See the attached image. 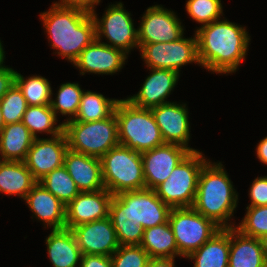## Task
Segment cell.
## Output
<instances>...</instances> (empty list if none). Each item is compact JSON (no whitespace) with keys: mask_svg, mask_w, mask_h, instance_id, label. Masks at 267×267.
<instances>
[{"mask_svg":"<svg viewBox=\"0 0 267 267\" xmlns=\"http://www.w3.org/2000/svg\"><path fill=\"white\" fill-rule=\"evenodd\" d=\"M229 250L230 228H221L186 258L194 260L193 267H228Z\"/></svg>","mask_w":267,"mask_h":267,"instance_id":"24","label":"cell"},{"mask_svg":"<svg viewBox=\"0 0 267 267\" xmlns=\"http://www.w3.org/2000/svg\"><path fill=\"white\" fill-rule=\"evenodd\" d=\"M39 182L65 206L80 193L64 166L52 170Z\"/></svg>","mask_w":267,"mask_h":267,"instance_id":"31","label":"cell"},{"mask_svg":"<svg viewBox=\"0 0 267 267\" xmlns=\"http://www.w3.org/2000/svg\"><path fill=\"white\" fill-rule=\"evenodd\" d=\"M168 222L176 240L178 256L184 258L221 229L193 207L171 208Z\"/></svg>","mask_w":267,"mask_h":267,"instance_id":"9","label":"cell"},{"mask_svg":"<svg viewBox=\"0 0 267 267\" xmlns=\"http://www.w3.org/2000/svg\"><path fill=\"white\" fill-rule=\"evenodd\" d=\"M228 267H267L260 239L230 228Z\"/></svg>","mask_w":267,"mask_h":267,"instance_id":"22","label":"cell"},{"mask_svg":"<svg viewBox=\"0 0 267 267\" xmlns=\"http://www.w3.org/2000/svg\"><path fill=\"white\" fill-rule=\"evenodd\" d=\"M171 208L153 189L113 195L109 217L120 245H140L144 229L168 222Z\"/></svg>","mask_w":267,"mask_h":267,"instance_id":"1","label":"cell"},{"mask_svg":"<svg viewBox=\"0 0 267 267\" xmlns=\"http://www.w3.org/2000/svg\"><path fill=\"white\" fill-rule=\"evenodd\" d=\"M123 6L121 2L109 5L100 20L95 9L91 15L95 21L96 39L107 38L106 45L120 49L128 55L132 48H139L138 31L134 28L131 13Z\"/></svg>","mask_w":267,"mask_h":267,"instance_id":"11","label":"cell"},{"mask_svg":"<svg viewBox=\"0 0 267 267\" xmlns=\"http://www.w3.org/2000/svg\"><path fill=\"white\" fill-rule=\"evenodd\" d=\"M35 137L22 121L7 124L0 132V155L3 161H24Z\"/></svg>","mask_w":267,"mask_h":267,"instance_id":"25","label":"cell"},{"mask_svg":"<svg viewBox=\"0 0 267 267\" xmlns=\"http://www.w3.org/2000/svg\"><path fill=\"white\" fill-rule=\"evenodd\" d=\"M114 112L121 145L142 153L165 143L151 109L137 107L127 99H120Z\"/></svg>","mask_w":267,"mask_h":267,"instance_id":"5","label":"cell"},{"mask_svg":"<svg viewBox=\"0 0 267 267\" xmlns=\"http://www.w3.org/2000/svg\"><path fill=\"white\" fill-rule=\"evenodd\" d=\"M260 241H261V244H262V249H263L265 258H266V260H267V234L263 235V236L260 238Z\"/></svg>","mask_w":267,"mask_h":267,"instance_id":"43","label":"cell"},{"mask_svg":"<svg viewBox=\"0 0 267 267\" xmlns=\"http://www.w3.org/2000/svg\"><path fill=\"white\" fill-rule=\"evenodd\" d=\"M179 73L168 69L151 68V73L145 79L139 92L128 97L133 105L152 109L163 103H168L167 97L176 86Z\"/></svg>","mask_w":267,"mask_h":267,"instance_id":"19","label":"cell"},{"mask_svg":"<svg viewBox=\"0 0 267 267\" xmlns=\"http://www.w3.org/2000/svg\"><path fill=\"white\" fill-rule=\"evenodd\" d=\"M3 162V160H2V157H1V155H0V164Z\"/></svg>","mask_w":267,"mask_h":267,"instance_id":"46","label":"cell"},{"mask_svg":"<svg viewBox=\"0 0 267 267\" xmlns=\"http://www.w3.org/2000/svg\"><path fill=\"white\" fill-rule=\"evenodd\" d=\"M82 93L83 90L80 88L78 83L67 82L61 84L59 90L57 91L55 100H51L50 105L56 116H58L57 113H61L65 116L68 115V117L70 116L62 122L63 124L74 120L76 117Z\"/></svg>","mask_w":267,"mask_h":267,"instance_id":"32","label":"cell"},{"mask_svg":"<svg viewBox=\"0 0 267 267\" xmlns=\"http://www.w3.org/2000/svg\"><path fill=\"white\" fill-rule=\"evenodd\" d=\"M221 162L207 161L199 174L193 208L220 228H234L228 223L237 207L238 195Z\"/></svg>","mask_w":267,"mask_h":267,"instance_id":"4","label":"cell"},{"mask_svg":"<svg viewBox=\"0 0 267 267\" xmlns=\"http://www.w3.org/2000/svg\"><path fill=\"white\" fill-rule=\"evenodd\" d=\"M57 116L51 105L28 106L24 112L22 122L29 129L31 134L37 137V133L45 132L51 137L63 133V123L57 124Z\"/></svg>","mask_w":267,"mask_h":267,"instance_id":"29","label":"cell"},{"mask_svg":"<svg viewBox=\"0 0 267 267\" xmlns=\"http://www.w3.org/2000/svg\"><path fill=\"white\" fill-rule=\"evenodd\" d=\"M184 26L174 11L161 5L147 8L142 16L138 31L139 43H164L180 39Z\"/></svg>","mask_w":267,"mask_h":267,"instance_id":"12","label":"cell"},{"mask_svg":"<svg viewBox=\"0 0 267 267\" xmlns=\"http://www.w3.org/2000/svg\"><path fill=\"white\" fill-rule=\"evenodd\" d=\"M63 125L68 149L72 151L100 159L120 144L115 112L107 119L92 122L68 121Z\"/></svg>","mask_w":267,"mask_h":267,"instance_id":"7","label":"cell"},{"mask_svg":"<svg viewBox=\"0 0 267 267\" xmlns=\"http://www.w3.org/2000/svg\"><path fill=\"white\" fill-rule=\"evenodd\" d=\"M208 160L202 152H190L154 190L170 208L192 207L195 201L198 177Z\"/></svg>","mask_w":267,"mask_h":267,"instance_id":"8","label":"cell"},{"mask_svg":"<svg viewBox=\"0 0 267 267\" xmlns=\"http://www.w3.org/2000/svg\"><path fill=\"white\" fill-rule=\"evenodd\" d=\"M246 209V215L235 228L246 236L260 239L267 234V206L246 207Z\"/></svg>","mask_w":267,"mask_h":267,"instance_id":"35","label":"cell"},{"mask_svg":"<svg viewBox=\"0 0 267 267\" xmlns=\"http://www.w3.org/2000/svg\"><path fill=\"white\" fill-rule=\"evenodd\" d=\"M45 241L53 267L79 266L82 253L70 229L52 230Z\"/></svg>","mask_w":267,"mask_h":267,"instance_id":"23","label":"cell"},{"mask_svg":"<svg viewBox=\"0 0 267 267\" xmlns=\"http://www.w3.org/2000/svg\"><path fill=\"white\" fill-rule=\"evenodd\" d=\"M219 20L195 31L199 63L214 73H234L245 60L251 39L245 27Z\"/></svg>","mask_w":267,"mask_h":267,"instance_id":"2","label":"cell"},{"mask_svg":"<svg viewBox=\"0 0 267 267\" xmlns=\"http://www.w3.org/2000/svg\"><path fill=\"white\" fill-rule=\"evenodd\" d=\"M189 153L185 147L169 143L142 152L146 188L154 190L163 183Z\"/></svg>","mask_w":267,"mask_h":267,"instance_id":"14","label":"cell"},{"mask_svg":"<svg viewBox=\"0 0 267 267\" xmlns=\"http://www.w3.org/2000/svg\"><path fill=\"white\" fill-rule=\"evenodd\" d=\"M140 246L150 258H172L178 256V248L169 222L144 229Z\"/></svg>","mask_w":267,"mask_h":267,"instance_id":"27","label":"cell"},{"mask_svg":"<svg viewBox=\"0 0 267 267\" xmlns=\"http://www.w3.org/2000/svg\"><path fill=\"white\" fill-rule=\"evenodd\" d=\"M16 71L10 67L2 66L0 68V99L15 84Z\"/></svg>","mask_w":267,"mask_h":267,"instance_id":"39","label":"cell"},{"mask_svg":"<svg viewBox=\"0 0 267 267\" xmlns=\"http://www.w3.org/2000/svg\"><path fill=\"white\" fill-rule=\"evenodd\" d=\"M66 168L80 192L105 189L102 180L101 160L68 149L64 156Z\"/></svg>","mask_w":267,"mask_h":267,"instance_id":"20","label":"cell"},{"mask_svg":"<svg viewBox=\"0 0 267 267\" xmlns=\"http://www.w3.org/2000/svg\"><path fill=\"white\" fill-rule=\"evenodd\" d=\"M15 84L21 90L28 106L50 105L52 100V88L48 79L42 76H30L24 78L16 71Z\"/></svg>","mask_w":267,"mask_h":267,"instance_id":"30","label":"cell"},{"mask_svg":"<svg viewBox=\"0 0 267 267\" xmlns=\"http://www.w3.org/2000/svg\"><path fill=\"white\" fill-rule=\"evenodd\" d=\"M175 260L172 258H150L147 267H174Z\"/></svg>","mask_w":267,"mask_h":267,"instance_id":"41","label":"cell"},{"mask_svg":"<svg viewBox=\"0 0 267 267\" xmlns=\"http://www.w3.org/2000/svg\"><path fill=\"white\" fill-rule=\"evenodd\" d=\"M100 160L104 187L113 195L146 188L140 152L119 144Z\"/></svg>","mask_w":267,"mask_h":267,"instance_id":"6","label":"cell"},{"mask_svg":"<svg viewBox=\"0 0 267 267\" xmlns=\"http://www.w3.org/2000/svg\"><path fill=\"white\" fill-rule=\"evenodd\" d=\"M79 267H113L110 256L82 254Z\"/></svg>","mask_w":267,"mask_h":267,"instance_id":"38","label":"cell"},{"mask_svg":"<svg viewBox=\"0 0 267 267\" xmlns=\"http://www.w3.org/2000/svg\"><path fill=\"white\" fill-rule=\"evenodd\" d=\"M127 54L122 50L106 45L96 38L80 53L73 62L80 75L85 73L112 75L123 68Z\"/></svg>","mask_w":267,"mask_h":267,"instance_id":"18","label":"cell"},{"mask_svg":"<svg viewBox=\"0 0 267 267\" xmlns=\"http://www.w3.org/2000/svg\"><path fill=\"white\" fill-rule=\"evenodd\" d=\"M40 18L51 47L71 63L96 38L95 21L83 9L52 4L48 11L40 13Z\"/></svg>","mask_w":267,"mask_h":267,"instance_id":"3","label":"cell"},{"mask_svg":"<svg viewBox=\"0 0 267 267\" xmlns=\"http://www.w3.org/2000/svg\"><path fill=\"white\" fill-rule=\"evenodd\" d=\"M37 183L22 161H3L0 164V193L18 195L23 200Z\"/></svg>","mask_w":267,"mask_h":267,"instance_id":"26","label":"cell"},{"mask_svg":"<svg viewBox=\"0 0 267 267\" xmlns=\"http://www.w3.org/2000/svg\"><path fill=\"white\" fill-rule=\"evenodd\" d=\"M82 254L111 256L120 246L110 217L70 229Z\"/></svg>","mask_w":267,"mask_h":267,"instance_id":"15","label":"cell"},{"mask_svg":"<svg viewBox=\"0 0 267 267\" xmlns=\"http://www.w3.org/2000/svg\"><path fill=\"white\" fill-rule=\"evenodd\" d=\"M4 126H5V123H4V119H3V115H2V111L0 107V132L3 130Z\"/></svg>","mask_w":267,"mask_h":267,"instance_id":"45","label":"cell"},{"mask_svg":"<svg viewBox=\"0 0 267 267\" xmlns=\"http://www.w3.org/2000/svg\"><path fill=\"white\" fill-rule=\"evenodd\" d=\"M68 150L65 133L48 138H35L25 160L23 161L39 182L52 170L63 166L64 156Z\"/></svg>","mask_w":267,"mask_h":267,"instance_id":"13","label":"cell"},{"mask_svg":"<svg viewBox=\"0 0 267 267\" xmlns=\"http://www.w3.org/2000/svg\"><path fill=\"white\" fill-rule=\"evenodd\" d=\"M101 0H60L58 3L53 4L67 7H77L88 12H92L94 7L100 3Z\"/></svg>","mask_w":267,"mask_h":267,"instance_id":"40","label":"cell"},{"mask_svg":"<svg viewBox=\"0 0 267 267\" xmlns=\"http://www.w3.org/2000/svg\"><path fill=\"white\" fill-rule=\"evenodd\" d=\"M256 155L263 164L267 165V136L258 143Z\"/></svg>","mask_w":267,"mask_h":267,"instance_id":"42","label":"cell"},{"mask_svg":"<svg viewBox=\"0 0 267 267\" xmlns=\"http://www.w3.org/2000/svg\"><path fill=\"white\" fill-rule=\"evenodd\" d=\"M110 257L113 267H147L150 259L140 245H120Z\"/></svg>","mask_w":267,"mask_h":267,"instance_id":"36","label":"cell"},{"mask_svg":"<svg viewBox=\"0 0 267 267\" xmlns=\"http://www.w3.org/2000/svg\"><path fill=\"white\" fill-rule=\"evenodd\" d=\"M186 105L168 102L152 108L151 112L165 143L180 145L190 152H196V149L188 147L190 123Z\"/></svg>","mask_w":267,"mask_h":267,"instance_id":"16","label":"cell"},{"mask_svg":"<svg viewBox=\"0 0 267 267\" xmlns=\"http://www.w3.org/2000/svg\"><path fill=\"white\" fill-rule=\"evenodd\" d=\"M249 197L251 204L247 207L267 206V176L254 179L249 191Z\"/></svg>","mask_w":267,"mask_h":267,"instance_id":"37","label":"cell"},{"mask_svg":"<svg viewBox=\"0 0 267 267\" xmlns=\"http://www.w3.org/2000/svg\"><path fill=\"white\" fill-rule=\"evenodd\" d=\"M112 197L113 194L106 188L92 192H80L65 207V228L71 229L81 224L107 218Z\"/></svg>","mask_w":267,"mask_h":267,"instance_id":"17","label":"cell"},{"mask_svg":"<svg viewBox=\"0 0 267 267\" xmlns=\"http://www.w3.org/2000/svg\"><path fill=\"white\" fill-rule=\"evenodd\" d=\"M119 99L105 98L101 93L83 91L81 101L74 120L92 122L110 117Z\"/></svg>","mask_w":267,"mask_h":267,"instance_id":"28","label":"cell"},{"mask_svg":"<svg viewBox=\"0 0 267 267\" xmlns=\"http://www.w3.org/2000/svg\"><path fill=\"white\" fill-rule=\"evenodd\" d=\"M4 59H5V51L2 46V42L0 40V68L4 66Z\"/></svg>","mask_w":267,"mask_h":267,"instance_id":"44","label":"cell"},{"mask_svg":"<svg viewBox=\"0 0 267 267\" xmlns=\"http://www.w3.org/2000/svg\"><path fill=\"white\" fill-rule=\"evenodd\" d=\"M0 107L7 125L22 121L28 104L21 90L14 84L0 99Z\"/></svg>","mask_w":267,"mask_h":267,"instance_id":"33","label":"cell"},{"mask_svg":"<svg viewBox=\"0 0 267 267\" xmlns=\"http://www.w3.org/2000/svg\"><path fill=\"white\" fill-rule=\"evenodd\" d=\"M141 58L146 66L156 69H168L180 73L181 67L188 63H197V36L164 43H139Z\"/></svg>","mask_w":267,"mask_h":267,"instance_id":"10","label":"cell"},{"mask_svg":"<svg viewBox=\"0 0 267 267\" xmlns=\"http://www.w3.org/2000/svg\"><path fill=\"white\" fill-rule=\"evenodd\" d=\"M36 219L44 222L52 230L65 229V205L37 182L24 198Z\"/></svg>","mask_w":267,"mask_h":267,"instance_id":"21","label":"cell"},{"mask_svg":"<svg viewBox=\"0 0 267 267\" xmlns=\"http://www.w3.org/2000/svg\"><path fill=\"white\" fill-rule=\"evenodd\" d=\"M188 15L202 26L208 25L223 16L221 0H188L186 2Z\"/></svg>","mask_w":267,"mask_h":267,"instance_id":"34","label":"cell"}]
</instances>
